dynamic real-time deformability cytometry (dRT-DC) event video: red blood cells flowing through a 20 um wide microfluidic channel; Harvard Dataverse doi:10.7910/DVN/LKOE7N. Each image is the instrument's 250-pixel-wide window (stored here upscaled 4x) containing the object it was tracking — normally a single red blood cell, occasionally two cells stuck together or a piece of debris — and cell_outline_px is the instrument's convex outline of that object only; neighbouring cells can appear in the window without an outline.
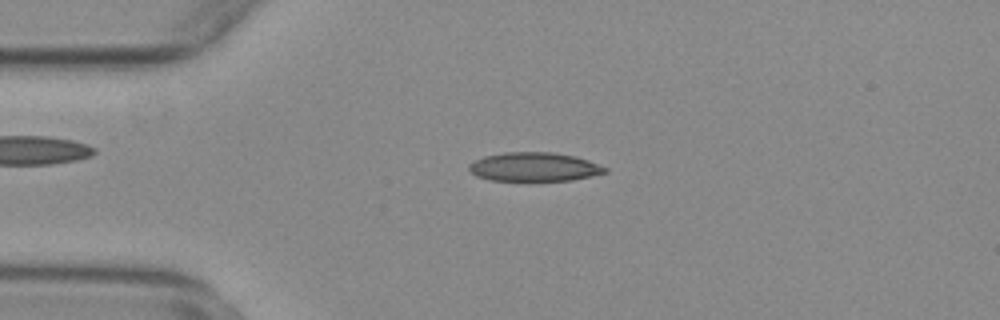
{"species": "common noctule bat (a hibernating species)", "species_latin": "Nyctalus noctula", "temperature_condition": "warm", "stored_images_in_passage": 22, "camera_frame_rate_fps": 3000, "um_per_image_px": 0.085, "animal": {"sex": "female", "body_mass_g": 29.2, "forearm_length_mm": 56.3}, "frame": {"image": 1, "passage_image": 6, "time_ms": 1.667, "image_size_px": [1000, 320], "cell_outline_px": [[608, 172], [572, 180], [528, 184], [488, 180], [476, 176], [468, 168], [468, 164], [484, 156], [504, 152], [552, 152], [576, 156], [588, 160], [608, 168]], "centroid_in_image_um": [45.39, 14.24], "position_along_channel_um": 39.6, "area_um2": 24.04}}
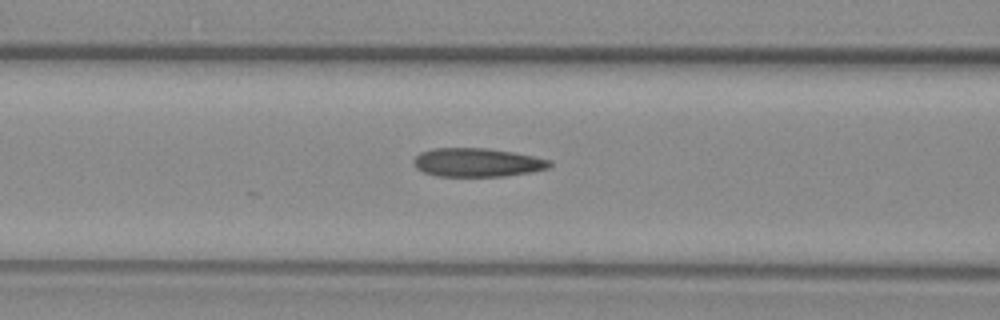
{"frame": {"image": 2, "passage_image": 15, "time_ms": 4.667, "image_size_px": [1000, 320], "cell_outline_px": [[552, 164], [548, 168], [532, 172], [504, 176], [436, 176], [424, 172], [416, 168], [412, 164], [412, 160], [420, 152], [432, 148], [488, 148], [512, 152], [552, 160]], "centroid_in_image_um": [40.54, 13.81], "position_along_channel_um": 126.1, "area_um2": 22.83}}
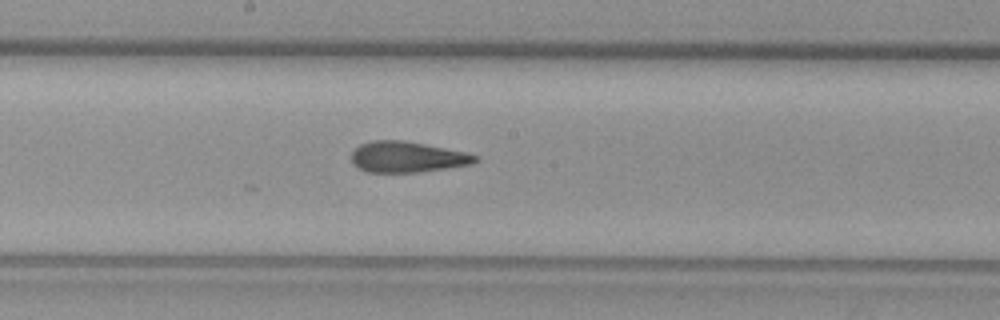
{"frame": {"image": 3, "passage_image": 22, "time_ms": 7.0, "image_size_px": [1000, 320], "cell_outline_px": [[480, 160], [472, 164], [448, 168], [420, 172], [368, 172], [356, 168], [352, 164], [352, 152], [360, 144], [372, 140], [404, 140], [464, 152], [480, 156]], "centroid_in_image_um": [34.61, 13.35], "position_along_channel_um": 213.6, "area_um2": 22.37}}